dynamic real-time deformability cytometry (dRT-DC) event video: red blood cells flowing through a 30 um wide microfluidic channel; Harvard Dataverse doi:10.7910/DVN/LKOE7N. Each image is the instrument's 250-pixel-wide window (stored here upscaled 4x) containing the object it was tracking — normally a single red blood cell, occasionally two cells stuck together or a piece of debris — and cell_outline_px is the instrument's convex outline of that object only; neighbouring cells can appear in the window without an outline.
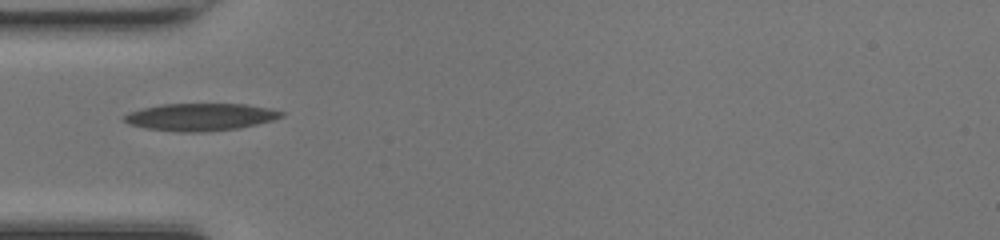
{"species": "common noctule bat (a hibernating species)", "species_latin": "Nyctalus noctula", "temperature_condition": "room temperature", "stored_images_in_passage": 34, "camera_frame_rate_fps": 3000, "um_per_image_px": 0.085, "animal": {"sex": "female", "body_mass_g": 17.0, "forearm_length_mm": 48.0}, "frame": {"image": 1, "passage_image": 1, "time_ms": 0.0, "image_size_px": [1000, 240], "cell_outline_px": [[284, 116], [272, 120], [240, 128], [204, 132], [180, 132], [148, 128], [128, 124], [120, 116], [128, 112], [160, 104], [244, 104], [268, 108], [284, 112]], "centroid_in_image_um": [17.01, 9.94], "position_along_channel_um": 68.0, "area_um2": 25.03}}
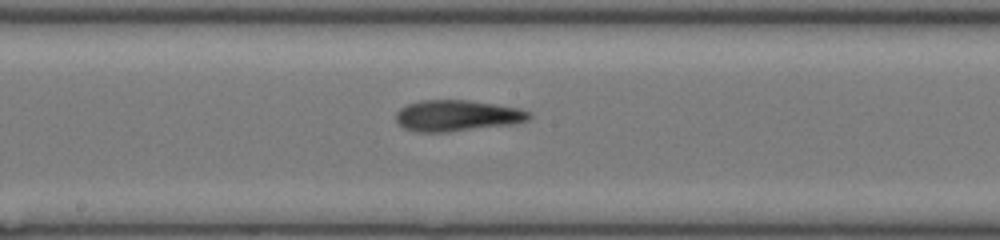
{"frame": {"image": 2, "passage_image": 11, "time_ms": 3.333, "image_size_px": [1000, 240], "cell_outline_px": [[532, 116], [528, 120], [512, 124], [448, 132], [416, 132], [404, 128], [396, 120], [396, 112], [400, 108], [408, 104], [420, 100], [468, 100], [496, 104], [520, 108], [532, 112]], "centroid_in_image_um": [38.87, 9.83], "position_along_channel_um": 209.3, "area_um2": 24.28}}
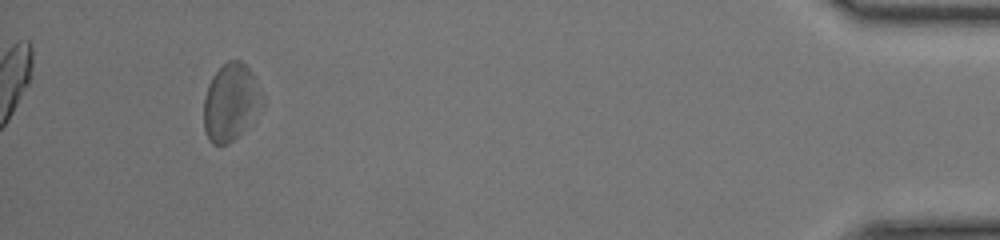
{"frame": {"image": 3, "passage_image": 31, "time_ms": 10.0, "image_size_px": [1000, 240], "cell_outline_px": [[264, 104], [244, 128], [228, 144], [212, 144], [208, 140], [204, 128], [204, 96], [208, 84], [212, 76], [228, 60], [240, 60], [252, 72], [264, 96]], "centroid_in_image_um": [19.61, 8.67], "position_along_channel_um": 415.6, "area_um2": 26.13}, "authors_computed_cell_mechanics": {"area_um2": 24.5939, "velocity_mm_per_s": 4.2202, "shape_relaxation_time_tau1_ms": 4.5036, "shape_relaxation_time_tau2_ms": 4.222, "deformation_change_tau1": 0.1138, "deformation_change_tau2": 0.1528}}